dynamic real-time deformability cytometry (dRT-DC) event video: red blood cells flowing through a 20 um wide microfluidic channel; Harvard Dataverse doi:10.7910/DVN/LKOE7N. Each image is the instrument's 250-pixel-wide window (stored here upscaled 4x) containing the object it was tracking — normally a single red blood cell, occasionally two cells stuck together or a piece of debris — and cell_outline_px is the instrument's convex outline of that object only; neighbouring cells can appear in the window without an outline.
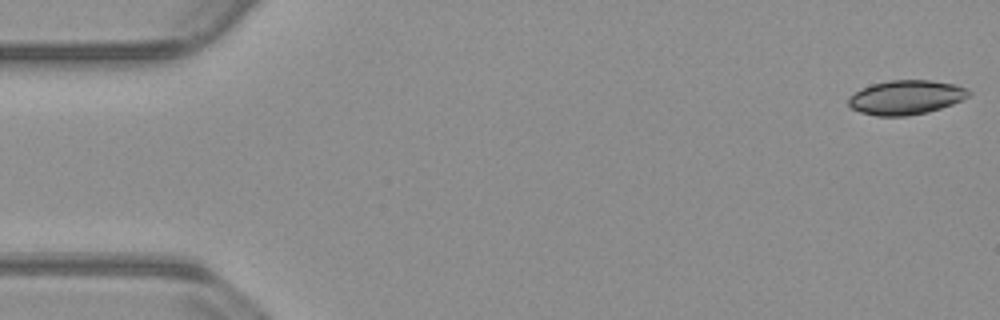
{"species": "common noctule bat (a hibernating species)", "species_latin": "Nyctalus noctula", "temperature_condition": "warm", "stored_images_in_passage": 15, "camera_frame_rate_fps": 3000, "um_per_image_px": 0.085, "animal": {"sex": "male", "body_mass_g": 23.1, "forearm_length_mm": 52.7}, "frame": {"image": 1, "passage_image": 1, "time_ms": 0.0, "image_size_px": [1000, 320], "cell_outline_px": [[972, 92], [968, 96], [952, 104], [928, 112], [908, 116], [876, 116], [860, 112], [852, 108], [848, 104], [848, 96], [872, 84], [892, 80], [932, 80], [956, 84], [968, 88]], "centroid_in_image_um": [77.03, 8.27], "position_along_channel_um": 8.0, "area_um2": 24.04}}
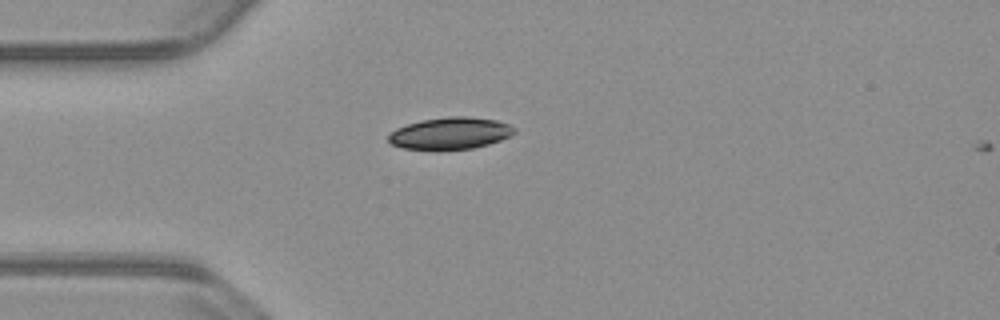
{"frame": {"image": 2, "passage_image": 14, "time_ms": 4.333, "image_size_px": [1000, 320], "cell_outline_px": [[516, 132], [500, 140], [488, 144], [472, 148], [404, 148], [392, 144], [388, 140], [388, 136], [396, 128], [420, 120], [448, 116], [464, 116], [496, 120], [508, 124], [516, 128]], "centroid_in_image_um": [38.29, 11.3], "position_along_channel_um": 46.7, "area_um2": 22.83}}